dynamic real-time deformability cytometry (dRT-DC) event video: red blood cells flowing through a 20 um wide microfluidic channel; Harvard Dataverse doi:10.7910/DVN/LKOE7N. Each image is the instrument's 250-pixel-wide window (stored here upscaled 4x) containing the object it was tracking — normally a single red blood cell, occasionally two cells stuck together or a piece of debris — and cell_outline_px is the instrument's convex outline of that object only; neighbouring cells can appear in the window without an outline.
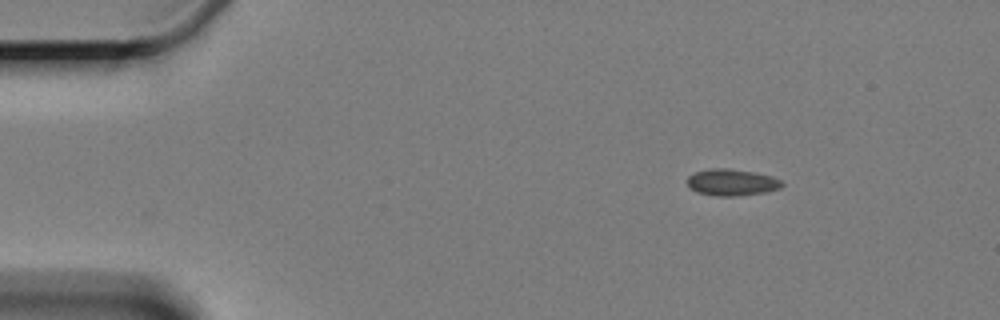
{"species": "Egyptian fruit bat (a non-hibernating species)", "species_latin": "Rousettus aegyptiacus", "temperature_condition": "cold", "stored_images_in_passage": 2, "camera_frame_rate_fps": 3000, "um_per_image_px": 0.085, "animal": {"sex": "female"}, "frame": {"image": 1, "passage_image": 2, "time_ms": 1.333, "image_size_px": [1000, 320], "cell_outline_px": [[784, 184], [780, 188], [764, 192], [736, 196], [716, 196], [696, 192], [688, 184], [688, 176], [696, 172], [708, 168], [728, 168], [756, 172], [772, 176], [780, 180]], "centroid_in_image_um": [62.21, 15.49], "position_along_channel_um": 22.8, "area_um2": 14.68}}